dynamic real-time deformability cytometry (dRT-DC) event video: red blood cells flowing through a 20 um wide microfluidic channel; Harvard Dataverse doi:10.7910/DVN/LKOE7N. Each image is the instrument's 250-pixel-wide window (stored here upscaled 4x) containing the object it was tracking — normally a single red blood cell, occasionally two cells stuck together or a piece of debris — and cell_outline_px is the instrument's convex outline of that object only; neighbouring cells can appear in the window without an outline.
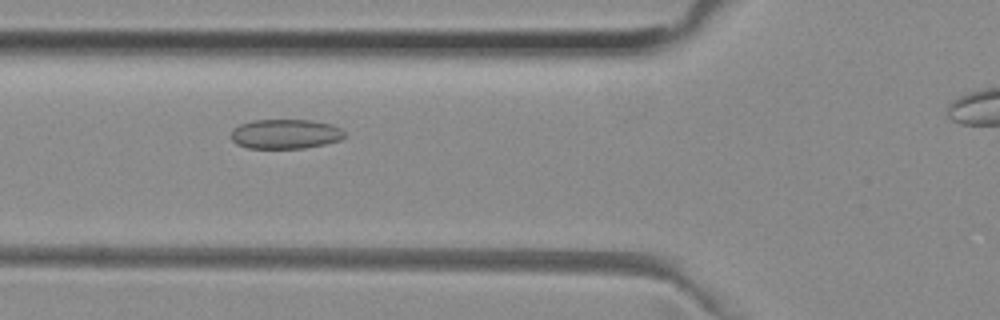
{"species": "common noctule bat (a hibernating species)", "species_latin": "Nyctalus noctula", "temperature_condition": "room temperature", "stored_images_in_passage": 32, "camera_frame_rate_fps": 3000, "um_per_image_px": 0.085, "animal": {"sex": "female", "body_mass_g": 29.2, "forearm_length_mm": 56.3}, "frame": {"image": 1, "passage_image": 6, "time_ms": 1.667, "image_size_px": [1000, 320], "cell_outline_px": [[344, 136], [340, 140], [324, 144], [304, 148], [248, 148], [236, 144], [232, 140], [232, 128], [240, 124], [252, 120], [312, 120], [332, 124], [340, 128], [344, 132]], "centroid_in_image_um": [24.24, 11.38], "position_along_channel_um": 101.6, "area_um2": 19.59}}
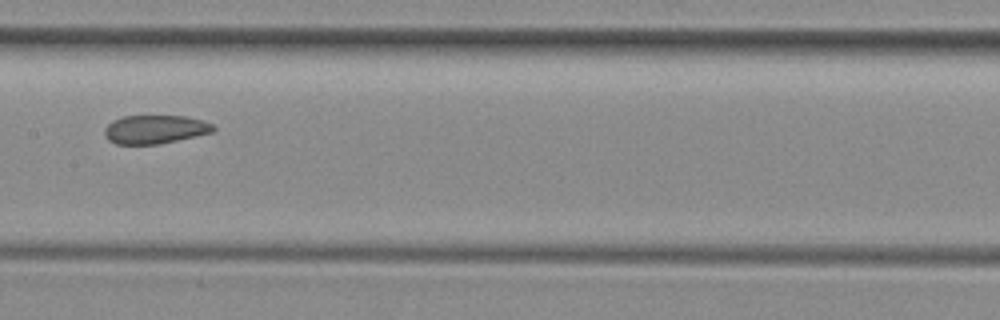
{"frame": {"image": 2, "passage_image": 13, "time_ms": 4.0, "image_size_px": [1000, 320], "cell_outline_px": [[216, 128], [212, 132], [196, 136], [160, 144], [116, 144], [108, 140], [104, 132], [104, 128], [112, 120], [120, 116], [184, 116], [200, 120], [212, 124]], "centroid_in_image_um": [13.14, 11.0], "position_along_channel_um": 194.3, "area_um2": 18.09}}
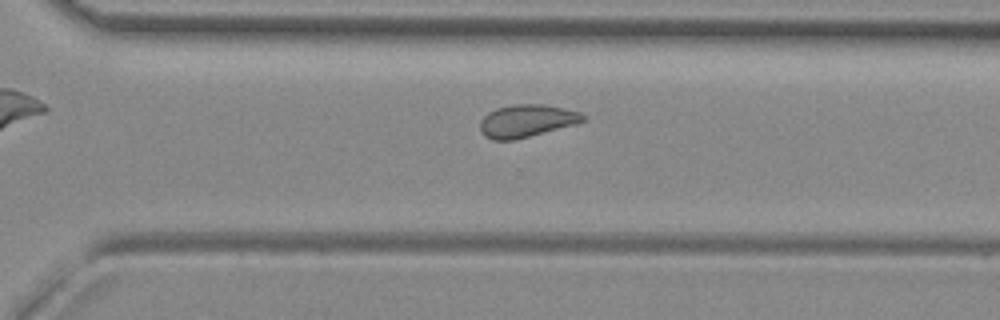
{"frame": {"image": 3, "passage_image": 23, "time_ms": 7.333, "image_size_px": [1000, 320], "cell_outline_px": [[584, 120], [576, 124], [512, 140], [492, 140], [484, 136], [480, 132], [480, 120], [488, 112], [496, 108], [516, 104], [544, 104], [564, 108], [580, 112], [584, 116]], "centroid_in_image_um": [44.72, 10.27], "position_along_channel_um": 325.9, "area_um2": 19.42}}